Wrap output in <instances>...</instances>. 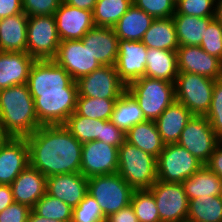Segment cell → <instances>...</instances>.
Instances as JSON below:
<instances>
[{
    "label": "cell",
    "mask_w": 222,
    "mask_h": 222,
    "mask_svg": "<svg viewBox=\"0 0 222 222\" xmlns=\"http://www.w3.org/2000/svg\"><path fill=\"white\" fill-rule=\"evenodd\" d=\"M29 165L45 177L81 173L82 143L64 125H44L25 137Z\"/></svg>",
    "instance_id": "cell-1"
},
{
    "label": "cell",
    "mask_w": 222,
    "mask_h": 222,
    "mask_svg": "<svg viewBox=\"0 0 222 222\" xmlns=\"http://www.w3.org/2000/svg\"><path fill=\"white\" fill-rule=\"evenodd\" d=\"M0 123L11 137H27L41 126L27 84L0 90Z\"/></svg>",
    "instance_id": "cell-2"
},
{
    "label": "cell",
    "mask_w": 222,
    "mask_h": 222,
    "mask_svg": "<svg viewBox=\"0 0 222 222\" xmlns=\"http://www.w3.org/2000/svg\"><path fill=\"white\" fill-rule=\"evenodd\" d=\"M117 173L133 190L149 189L158 180L157 158L125 141L119 147Z\"/></svg>",
    "instance_id": "cell-3"
},
{
    "label": "cell",
    "mask_w": 222,
    "mask_h": 222,
    "mask_svg": "<svg viewBox=\"0 0 222 222\" xmlns=\"http://www.w3.org/2000/svg\"><path fill=\"white\" fill-rule=\"evenodd\" d=\"M127 91L147 120L155 121L175 101V83L162 79L141 77L127 85Z\"/></svg>",
    "instance_id": "cell-4"
},
{
    "label": "cell",
    "mask_w": 222,
    "mask_h": 222,
    "mask_svg": "<svg viewBox=\"0 0 222 222\" xmlns=\"http://www.w3.org/2000/svg\"><path fill=\"white\" fill-rule=\"evenodd\" d=\"M133 191L118 173L88 178L87 193L94 197L106 218L129 206Z\"/></svg>",
    "instance_id": "cell-5"
},
{
    "label": "cell",
    "mask_w": 222,
    "mask_h": 222,
    "mask_svg": "<svg viewBox=\"0 0 222 222\" xmlns=\"http://www.w3.org/2000/svg\"><path fill=\"white\" fill-rule=\"evenodd\" d=\"M215 82L203 75L179 72L175 81V101L193 115L205 116L211 105Z\"/></svg>",
    "instance_id": "cell-6"
},
{
    "label": "cell",
    "mask_w": 222,
    "mask_h": 222,
    "mask_svg": "<svg viewBox=\"0 0 222 222\" xmlns=\"http://www.w3.org/2000/svg\"><path fill=\"white\" fill-rule=\"evenodd\" d=\"M26 84L32 97H39V93L78 92L77 82L53 60H35Z\"/></svg>",
    "instance_id": "cell-7"
},
{
    "label": "cell",
    "mask_w": 222,
    "mask_h": 222,
    "mask_svg": "<svg viewBox=\"0 0 222 222\" xmlns=\"http://www.w3.org/2000/svg\"><path fill=\"white\" fill-rule=\"evenodd\" d=\"M204 164L178 143L165 145L157 158L159 181L182 183Z\"/></svg>",
    "instance_id": "cell-8"
},
{
    "label": "cell",
    "mask_w": 222,
    "mask_h": 222,
    "mask_svg": "<svg viewBox=\"0 0 222 222\" xmlns=\"http://www.w3.org/2000/svg\"><path fill=\"white\" fill-rule=\"evenodd\" d=\"M59 44L54 15L28 16L27 53L34 60H53Z\"/></svg>",
    "instance_id": "cell-9"
},
{
    "label": "cell",
    "mask_w": 222,
    "mask_h": 222,
    "mask_svg": "<svg viewBox=\"0 0 222 222\" xmlns=\"http://www.w3.org/2000/svg\"><path fill=\"white\" fill-rule=\"evenodd\" d=\"M78 97L118 99L127 85L120 79L115 66L102 65L77 81Z\"/></svg>",
    "instance_id": "cell-10"
},
{
    "label": "cell",
    "mask_w": 222,
    "mask_h": 222,
    "mask_svg": "<svg viewBox=\"0 0 222 222\" xmlns=\"http://www.w3.org/2000/svg\"><path fill=\"white\" fill-rule=\"evenodd\" d=\"M177 143L205 165L219 144V139L206 116L193 115Z\"/></svg>",
    "instance_id": "cell-11"
},
{
    "label": "cell",
    "mask_w": 222,
    "mask_h": 222,
    "mask_svg": "<svg viewBox=\"0 0 222 222\" xmlns=\"http://www.w3.org/2000/svg\"><path fill=\"white\" fill-rule=\"evenodd\" d=\"M152 192L161 222H184L187 219L189 199L181 183L157 180Z\"/></svg>",
    "instance_id": "cell-12"
},
{
    "label": "cell",
    "mask_w": 222,
    "mask_h": 222,
    "mask_svg": "<svg viewBox=\"0 0 222 222\" xmlns=\"http://www.w3.org/2000/svg\"><path fill=\"white\" fill-rule=\"evenodd\" d=\"M77 97L78 92L39 93V97H33L40 125H64L76 111Z\"/></svg>",
    "instance_id": "cell-13"
},
{
    "label": "cell",
    "mask_w": 222,
    "mask_h": 222,
    "mask_svg": "<svg viewBox=\"0 0 222 222\" xmlns=\"http://www.w3.org/2000/svg\"><path fill=\"white\" fill-rule=\"evenodd\" d=\"M119 148L95 140L82 143L81 174L87 178L118 171Z\"/></svg>",
    "instance_id": "cell-14"
},
{
    "label": "cell",
    "mask_w": 222,
    "mask_h": 222,
    "mask_svg": "<svg viewBox=\"0 0 222 222\" xmlns=\"http://www.w3.org/2000/svg\"><path fill=\"white\" fill-rule=\"evenodd\" d=\"M53 61L64 68L75 81L102 66L81 40L60 41Z\"/></svg>",
    "instance_id": "cell-15"
},
{
    "label": "cell",
    "mask_w": 222,
    "mask_h": 222,
    "mask_svg": "<svg viewBox=\"0 0 222 222\" xmlns=\"http://www.w3.org/2000/svg\"><path fill=\"white\" fill-rule=\"evenodd\" d=\"M147 51L148 48L142 41L119 40L118 56L114 66L126 85L145 76Z\"/></svg>",
    "instance_id": "cell-16"
},
{
    "label": "cell",
    "mask_w": 222,
    "mask_h": 222,
    "mask_svg": "<svg viewBox=\"0 0 222 222\" xmlns=\"http://www.w3.org/2000/svg\"><path fill=\"white\" fill-rule=\"evenodd\" d=\"M54 17L60 41L81 40L95 26L92 11L70 6L63 1Z\"/></svg>",
    "instance_id": "cell-17"
},
{
    "label": "cell",
    "mask_w": 222,
    "mask_h": 222,
    "mask_svg": "<svg viewBox=\"0 0 222 222\" xmlns=\"http://www.w3.org/2000/svg\"><path fill=\"white\" fill-rule=\"evenodd\" d=\"M177 61L179 72L203 75L214 80L222 78V61L200 46H179Z\"/></svg>",
    "instance_id": "cell-18"
},
{
    "label": "cell",
    "mask_w": 222,
    "mask_h": 222,
    "mask_svg": "<svg viewBox=\"0 0 222 222\" xmlns=\"http://www.w3.org/2000/svg\"><path fill=\"white\" fill-rule=\"evenodd\" d=\"M29 166V147L25 137H10L0 148V184L11 185Z\"/></svg>",
    "instance_id": "cell-19"
},
{
    "label": "cell",
    "mask_w": 222,
    "mask_h": 222,
    "mask_svg": "<svg viewBox=\"0 0 222 222\" xmlns=\"http://www.w3.org/2000/svg\"><path fill=\"white\" fill-rule=\"evenodd\" d=\"M88 192V178L81 173L56 174L47 177L46 193L60 199L72 209Z\"/></svg>",
    "instance_id": "cell-20"
},
{
    "label": "cell",
    "mask_w": 222,
    "mask_h": 222,
    "mask_svg": "<svg viewBox=\"0 0 222 222\" xmlns=\"http://www.w3.org/2000/svg\"><path fill=\"white\" fill-rule=\"evenodd\" d=\"M81 41L101 65H115L119 39L113 28L94 26Z\"/></svg>",
    "instance_id": "cell-21"
},
{
    "label": "cell",
    "mask_w": 222,
    "mask_h": 222,
    "mask_svg": "<svg viewBox=\"0 0 222 222\" xmlns=\"http://www.w3.org/2000/svg\"><path fill=\"white\" fill-rule=\"evenodd\" d=\"M46 186L47 177L30 165L10 185L14 202L25 204L31 209L46 193Z\"/></svg>",
    "instance_id": "cell-22"
},
{
    "label": "cell",
    "mask_w": 222,
    "mask_h": 222,
    "mask_svg": "<svg viewBox=\"0 0 222 222\" xmlns=\"http://www.w3.org/2000/svg\"><path fill=\"white\" fill-rule=\"evenodd\" d=\"M34 61L27 52L0 51V90L26 84Z\"/></svg>",
    "instance_id": "cell-23"
},
{
    "label": "cell",
    "mask_w": 222,
    "mask_h": 222,
    "mask_svg": "<svg viewBox=\"0 0 222 222\" xmlns=\"http://www.w3.org/2000/svg\"><path fill=\"white\" fill-rule=\"evenodd\" d=\"M193 114L181 103L174 101L154 121L165 145L177 143Z\"/></svg>",
    "instance_id": "cell-24"
},
{
    "label": "cell",
    "mask_w": 222,
    "mask_h": 222,
    "mask_svg": "<svg viewBox=\"0 0 222 222\" xmlns=\"http://www.w3.org/2000/svg\"><path fill=\"white\" fill-rule=\"evenodd\" d=\"M27 23L24 12L0 19V51L27 52Z\"/></svg>",
    "instance_id": "cell-25"
},
{
    "label": "cell",
    "mask_w": 222,
    "mask_h": 222,
    "mask_svg": "<svg viewBox=\"0 0 222 222\" xmlns=\"http://www.w3.org/2000/svg\"><path fill=\"white\" fill-rule=\"evenodd\" d=\"M155 18L134 4L113 27L119 40L142 41Z\"/></svg>",
    "instance_id": "cell-26"
},
{
    "label": "cell",
    "mask_w": 222,
    "mask_h": 222,
    "mask_svg": "<svg viewBox=\"0 0 222 222\" xmlns=\"http://www.w3.org/2000/svg\"><path fill=\"white\" fill-rule=\"evenodd\" d=\"M145 77L175 83L178 71L177 51L148 48Z\"/></svg>",
    "instance_id": "cell-27"
},
{
    "label": "cell",
    "mask_w": 222,
    "mask_h": 222,
    "mask_svg": "<svg viewBox=\"0 0 222 222\" xmlns=\"http://www.w3.org/2000/svg\"><path fill=\"white\" fill-rule=\"evenodd\" d=\"M125 135L126 142L156 158H158L165 147L157 130L156 123L152 120H146L134 125Z\"/></svg>",
    "instance_id": "cell-28"
},
{
    "label": "cell",
    "mask_w": 222,
    "mask_h": 222,
    "mask_svg": "<svg viewBox=\"0 0 222 222\" xmlns=\"http://www.w3.org/2000/svg\"><path fill=\"white\" fill-rule=\"evenodd\" d=\"M181 184L189 200L200 196L222 195V179L206 165L201 167L193 176L187 178Z\"/></svg>",
    "instance_id": "cell-29"
},
{
    "label": "cell",
    "mask_w": 222,
    "mask_h": 222,
    "mask_svg": "<svg viewBox=\"0 0 222 222\" xmlns=\"http://www.w3.org/2000/svg\"><path fill=\"white\" fill-rule=\"evenodd\" d=\"M172 17L180 46H200L209 23L214 19L185 14H174Z\"/></svg>",
    "instance_id": "cell-30"
},
{
    "label": "cell",
    "mask_w": 222,
    "mask_h": 222,
    "mask_svg": "<svg viewBox=\"0 0 222 222\" xmlns=\"http://www.w3.org/2000/svg\"><path fill=\"white\" fill-rule=\"evenodd\" d=\"M142 43L147 48L177 51L180 45L173 17L155 19L145 32Z\"/></svg>",
    "instance_id": "cell-31"
},
{
    "label": "cell",
    "mask_w": 222,
    "mask_h": 222,
    "mask_svg": "<svg viewBox=\"0 0 222 222\" xmlns=\"http://www.w3.org/2000/svg\"><path fill=\"white\" fill-rule=\"evenodd\" d=\"M125 133L134 125L147 119L141 110L139 103L126 90L117 100L110 119Z\"/></svg>",
    "instance_id": "cell-32"
},
{
    "label": "cell",
    "mask_w": 222,
    "mask_h": 222,
    "mask_svg": "<svg viewBox=\"0 0 222 222\" xmlns=\"http://www.w3.org/2000/svg\"><path fill=\"white\" fill-rule=\"evenodd\" d=\"M186 221L222 222V196H200L189 200Z\"/></svg>",
    "instance_id": "cell-33"
},
{
    "label": "cell",
    "mask_w": 222,
    "mask_h": 222,
    "mask_svg": "<svg viewBox=\"0 0 222 222\" xmlns=\"http://www.w3.org/2000/svg\"><path fill=\"white\" fill-rule=\"evenodd\" d=\"M133 5V0H97L92 11L95 26L113 28Z\"/></svg>",
    "instance_id": "cell-34"
},
{
    "label": "cell",
    "mask_w": 222,
    "mask_h": 222,
    "mask_svg": "<svg viewBox=\"0 0 222 222\" xmlns=\"http://www.w3.org/2000/svg\"><path fill=\"white\" fill-rule=\"evenodd\" d=\"M64 126L81 143L100 141L102 120L80 116L74 112L64 123Z\"/></svg>",
    "instance_id": "cell-35"
},
{
    "label": "cell",
    "mask_w": 222,
    "mask_h": 222,
    "mask_svg": "<svg viewBox=\"0 0 222 222\" xmlns=\"http://www.w3.org/2000/svg\"><path fill=\"white\" fill-rule=\"evenodd\" d=\"M117 99L77 97L76 113L91 119L110 120Z\"/></svg>",
    "instance_id": "cell-36"
},
{
    "label": "cell",
    "mask_w": 222,
    "mask_h": 222,
    "mask_svg": "<svg viewBox=\"0 0 222 222\" xmlns=\"http://www.w3.org/2000/svg\"><path fill=\"white\" fill-rule=\"evenodd\" d=\"M32 209L47 219L72 222L73 209L65 202L47 193L36 202Z\"/></svg>",
    "instance_id": "cell-37"
},
{
    "label": "cell",
    "mask_w": 222,
    "mask_h": 222,
    "mask_svg": "<svg viewBox=\"0 0 222 222\" xmlns=\"http://www.w3.org/2000/svg\"><path fill=\"white\" fill-rule=\"evenodd\" d=\"M131 206L139 222H161L154 196L149 189L134 190Z\"/></svg>",
    "instance_id": "cell-38"
},
{
    "label": "cell",
    "mask_w": 222,
    "mask_h": 222,
    "mask_svg": "<svg viewBox=\"0 0 222 222\" xmlns=\"http://www.w3.org/2000/svg\"><path fill=\"white\" fill-rule=\"evenodd\" d=\"M72 222H106V217L94 197L87 193L73 208Z\"/></svg>",
    "instance_id": "cell-39"
},
{
    "label": "cell",
    "mask_w": 222,
    "mask_h": 222,
    "mask_svg": "<svg viewBox=\"0 0 222 222\" xmlns=\"http://www.w3.org/2000/svg\"><path fill=\"white\" fill-rule=\"evenodd\" d=\"M133 4L155 19L170 18L176 12V0H133Z\"/></svg>",
    "instance_id": "cell-40"
},
{
    "label": "cell",
    "mask_w": 222,
    "mask_h": 222,
    "mask_svg": "<svg viewBox=\"0 0 222 222\" xmlns=\"http://www.w3.org/2000/svg\"><path fill=\"white\" fill-rule=\"evenodd\" d=\"M175 14L214 17L215 0H177Z\"/></svg>",
    "instance_id": "cell-41"
},
{
    "label": "cell",
    "mask_w": 222,
    "mask_h": 222,
    "mask_svg": "<svg viewBox=\"0 0 222 222\" xmlns=\"http://www.w3.org/2000/svg\"><path fill=\"white\" fill-rule=\"evenodd\" d=\"M200 47L222 61V24L215 18L209 23Z\"/></svg>",
    "instance_id": "cell-42"
},
{
    "label": "cell",
    "mask_w": 222,
    "mask_h": 222,
    "mask_svg": "<svg viewBox=\"0 0 222 222\" xmlns=\"http://www.w3.org/2000/svg\"><path fill=\"white\" fill-rule=\"evenodd\" d=\"M205 116L218 139H222V78L217 79L215 82L211 105Z\"/></svg>",
    "instance_id": "cell-43"
},
{
    "label": "cell",
    "mask_w": 222,
    "mask_h": 222,
    "mask_svg": "<svg viewBox=\"0 0 222 222\" xmlns=\"http://www.w3.org/2000/svg\"><path fill=\"white\" fill-rule=\"evenodd\" d=\"M63 0H22V9L27 16L54 15Z\"/></svg>",
    "instance_id": "cell-44"
},
{
    "label": "cell",
    "mask_w": 222,
    "mask_h": 222,
    "mask_svg": "<svg viewBox=\"0 0 222 222\" xmlns=\"http://www.w3.org/2000/svg\"><path fill=\"white\" fill-rule=\"evenodd\" d=\"M125 132L118 128L111 120H102L100 141L119 148L125 142Z\"/></svg>",
    "instance_id": "cell-45"
},
{
    "label": "cell",
    "mask_w": 222,
    "mask_h": 222,
    "mask_svg": "<svg viewBox=\"0 0 222 222\" xmlns=\"http://www.w3.org/2000/svg\"><path fill=\"white\" fill-rule=\"evenodd\" d=\"M32 209L18 202H13L0 213V222H27Z\"/></svg>",
    "instance_id": "cell-46"
},
{
    "label": "cell",
    "mask_w": 222,
    "mask_h": 222,
    "mask_svg": "<svg viewBox=\"0 0 222 222\" xmlns=\"http://www.w3.org/2000/svg\"><path fill=\"white\" fill-rule=\"evenodd\" d=\"M23 13L22 0H0V19Z\"/></svg>",
    "instance_id": "cell-47"
},
{
    "label": "cell",
    "mask_w": 222,
    "mask_h": 222,
    "mask_svg": "<svg viewBox=\"0 0 222 222\" xmlns=\"http://www.w3.org/2000/svg\"><path fill=\"white\" fill-rule=\"evenodd\" d=\"M106 222H139L131 204L106 218Z\"/></svg>",
    "instance_id": "cell-48"
},
{
    "label": "cell",
    "mask_w": 222,
    "mask_h": 222,
    "mask_svg": "<svg viewBox=\"0 0 222 222\" xmlns=\"http://www.w3.org/2000/svg\"><path fill=\"white\" fill-rule=\"evenodd\" d=\"M205 165L222 179V145L220 143L215 147L209 161Z\"/></svg>",
    "instance_id": "cell-49"
},
{
    "label": "cell",
    "mask_w": 222,
    "mask_h": 222,
    "mask_svg": "<svg viewBox=\"0 0 222 222\" xmlns=\"http://www.w3.org/2000/svg\"><path fill=\"white\" fill-rule=\"evenodd\" d=\"M14 202L10 185L0 184V213Z\"/></svg>",
    "instance_id": "cell-50"
},
{
    "label": "cell",
    "mask_w": 222,
    "mask_h": 222,
    "mask_svg": "<svg viewBox=\"0 0 222 222\" xmlns=\"http://www.w3.org/2000/svg\"><path fill=\"white\" fill-rule=\"evenodd\" d=\"M63 2L79 9L93 11L97 0H63Z\"/></svg>",
    "instance_id": "cell-51"
},
{
    "label": "cell",
    "mask_w": 222,
    "mask_h": 222,
    "mask_svg": "<svg viewBox=\"0 0 222 222\" xmlns=\"http://www.w3.org/2000/svg\"><path fill=\"white\" fill-rule=\"evenodd\" d=\"M27 222H62L53 219H47L38 215L33 209L30 211Z\"/></svg>",
    "instance_id": "cell-52"
},
{
    "label": "cell",
    "mask_w": 222,
    "mask_h": 222,
    "mask_svg": "<svg viewBox=\"0 0 222 222\" xmlns=\"http://www.w3.org/2000/svg\"><path fill=\"white\" fill-rule=\"evenodd\" d=\"M214 18L222 24V0H215Z\"/></svg>",
    "instance_id": "cell-53"
},
{
    "label": "cell",
    "mask_w": 222,
    "mask_h": 222,
    "mask_svg": "<svg viewBox=\"0 0 222 222\" xmlns=\"http://www.w3.org/2000/svg\"><path fill=\"white\" fill-rule=\"evenodd\" d=\"M10 135L4 130L0 123V148L10 139Z\"/></svg>",
    "instance_id": "cell-54"
}]
</instances>
